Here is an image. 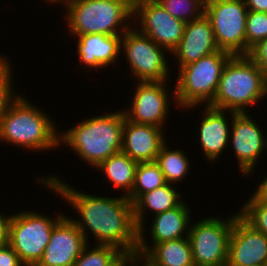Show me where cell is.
I'll list each match as a JSON object with an SVG mask.
<instances>
[{
  "label": "cell",
  "mask_w": 267,
  "mask_h": 266,
  "mask_svg": "<svg viewBox=\"0 0 267 266\" xmlns=\"http://www.w3.org/2000/svg\"><path fill=\"white\" fill-rule=\"evenodd\" d=\"M87 244L83 233L65 213L55 224L42 258L35 266H72Z\"/></svg>",
  "instance_id": "cell-15"
},
{
  "label": "cell",
  "mask_w": 267,
  "mask_h": 266,
  "mask_svg": "<svg viewBox=\"0 0 267 266\" xmlns=\"http://www.w3.org/2000/svg\"><path fill=\"white\" fill-rule=\"evenodd\" d=\"M43 1H46V2H44V3H45V4L48 3V5L51 4V3H52V5H55V4H60V5H61V4H63V2L66 1V0H43ZM59 2H60V3H59Z\"/></svg>",
  "instance_id": "cell-37"
},
{
  "label": "cell",
  "mask_w": 267,
  "mask_h": 266,
  "mask_svg": "<svg viewBox=\"0 0 267 266\" xmlns=\"http://www.w3.org/2000/svg\"><path fill=\"white\" fill-rule=\"evenodd\" d=\"M11 61L0 65V118L5 113L10 103L19 95L14 93V72ZM13 83V84H12Z\"/></svg>",
  "instance_id": "cell-30"
},
{
  "label": "cell",
  "mask_w": 267,
  "mask_h": 266,
  "mask_svg": "<svg viewBox=\"0 0 267 266\" xmlns=\"http://www.w3.org/2000/svg\"><path fill=\"white\" fill-rule=\"evenodd\" d=\"M246 201L238 210L239 215L254 229L267 236V202L257 201L252 196Z\"/></svg>",
  "instance_id": "cell-28"
},
{
  "label": "cell",
  "mask_w": 267,
  "mask_h": 266,
  "mask_svg": "<svg viewBox=\"0 0 267 266\" xmlns=\"http://www.w3.org/2000/svg\"><path fill=\"white\" fill-rule=\"evenodd\" d=\"M168 53L179 45L186 22L171 16L157 0H134L133 24Z\"/></svg>",
  "instance_id": "cell-11"
},
{
  "label": "cell",
  "mask_w": 267,
  "mask_h": 266,
  "mask_svg": "<svg viewBox=\"0 0 267 266\" xmlns=\"http://www.w3.org/2000/svg\"><path fill=\"white\" fill-rule=\"evenodd\" d=\"M22 96L19 94L0 118V142L33 152L56 151L60 148L56 123Z\"/></svg>",
  "instance_id": "cell-2"
},
{
  "label": "cell",
  "mask_w": 267,
  "mask_h": 266,
  "mask_svg": "<svg viewBox=\"0 0 267 266\" xmlns=\"http://www.w3.org/2000/svg\"><path fill=\"white\" fill-rule=\"evenodd\" d=\"M219 50L210 20L203 14L196 20L186 22L183 37L171 55L178 60L179 69Z\"/></svg>",
  "instance_id": "cell-19"
},
{
  "label": "cell",
  "mask_w": 267,
  "mask_h": 266,
  "mask_svg": "<svg viewBox=\"0 0 267 266\" xmlns=\"http://www.w3.org/2000/svg\"><path fill=\"white\" fill-rule=\"evenodd\" d=\"M0 266H25L19 259L17 253L9 245L0 247Z\"/></svg>",
  "instance_id": "cell-32"
},
{
  "label": "cell",
  "mask_w": 267,
  "mask_h": 266,
  "mask_svg": "<svg viewBox=\"0 0 267 266\" xmlns=\"http://www.w3.org/2000/svg\"><path fill=\"white\" fill-rule=\"evenodd\" d=\"M252 197L257 201L267 202V175H265L260 185L257 186V189L254 190Z\"/></svg>",
  "instance_id": "cell-35"
},
{
  "label": "cell",
  "mask_w": 267,
  "mask_h": 266,
  "mask_svg": "<svg viewBox=\"0 0 267 266\" xmlns=\"http://www.w3.org/2000/svg\"><path fill=\"white\" fill-rule=\"evenodd\" d=\"M168 83L169 81L135 82V92L132 95L130 106L123 109L125 117L135 123L164 128L165 122H167L165 120L169 118L170 104L176 105V99L173 96L175 91H172V95H170L168 93L170 90L166 89ZM135 84L137 85L135 86Z\"/></svg>",
  "instance_id": "cell-12"
},
{
  "label": "cell",
  "mask_w": 267,
  "mask_h": 266,
  "mask_svg": "<svg viewBox=\"0 0 267 266\" xmlns=\"http://www.w3.org/2000/svg\"><path fill=\"white\" fill-rule=\"evenodd\" d=\"M246 55L259 41L267 38V13L248 11L246 19Z\"/></svg>",
  "instance_id": "cell-29"
},
{
  "label": "cell",
  "mask_w": 267,
  "mask_h": 266,
  "mask_svg": "<svg viewBox=\"0 0 267 266\" xmlns=\"http://www.w3.org/2000/svg\"><path fill=\"white\" fill-rule=\"evenodd\" d=\"M124 111L96 115L59 133V147L68 146L77 157L96 168L102 161L121 152Z\"/></svg>",
  "instance_id": "cell-3"
},
{
  "label": "cell",
  "mask_w": 267,
  "mask_h": 266,
  "mask_svg": "<svg viewBox=\"0 0 267 266\" xmlns=\"http://www.w3.org/2000/svg\"><path fill=\"white\" fill-rule=\"evenodd\" d=\"M248 56L256 63L267 78V38L254 45L250 49Z\"/></svg>",
  "instance_id": "cell-31"
},
{
  "label": "cell",
  "mask_w": 267,
  "mask_h": 266,
  "mask_svg": "<svg viewBox=\"0 0 267 266\" xmlns=\"http://www.w3.org/2000/svg\"><path fill=\"white\" fill-rule=\"evenodd\" d=\"M41 213L35 210L11 213L8 244L25 266H35L39 262L55 224L64 216V213L56 217Z\"/></svg>",
  "instance_id": "cell-7"
},
{
  "label": "cell",
  "mask_w": 267,
  "mask_h": 266,
  "mask_svg": "<svg viewBox=\"0 0 267 266\" xmlns=\"http://www.w3.org/2000/svg\"><path fill=\"white\" fill-rule=\"evenodd\" d=\"M266 98H267V78H266Z\"/></svg>",
  "instance_id": "cell-41"
},
{
  "label": "cell",
  "mask_w": 267,
  "mask_h": 266,
  "mask_svg": "<svg viewBox=\"0 0 267 266\" xmlns=\"http://www.w3.org/2000/svg\"><path fill=\"white\" fill-rule=\"evenodd\" d=\"M248 11L267 13V0H244Z\"/></svg>",
  "instance_id": "cell-34"
},
{
  "label": "cell",
  "mask_w": 267,
  "mask_h": 266,
  "mask_svg": "<svg viewBox=\"0 0 267 266\" xmlns=\"http://www.w3.org/2000/svg\"><path fill=\"white\" fill-rule=\"evenodd\" d=\"M134 0H66L64 19L70 35H123L133 26ZM131 18V19H130Z\"/></svg>",
  "instance_id": "cell-4"
},
{
  "label": "cell",
  "mask_w": 267,
  "mask_h": 266,
  "mask_svg": "<svg viewBox=\"0 0 267 266\" xmlns=\"http://www.w3.org/2000/svg\"><path fill=\"white\" fill-rule=\"evenodd\" d=\"M4 215L0 212V247L8 244L9 222L11 215Z\"/></svg>",
  "instance_id": "cell-33"
},
{
  "label": "cell",
  "mask_w": 267,
  "mask_h": 266,
  "mask_svg": "<svg viewBox=\"0 0 267 266\" xmlns=\"http://www.w3.org/2000/svg\"><path fill=\"white\" fill-rule=\"evenodd\" d=\"M122 53L126 58L124 62L130 67L132 79L134 76L136 82L170 81L168 77L171 67L166 58L169 53L150 37L139 32L135 25L122 35Z\"/></svg>",
  "instance_id": "cell-9"
},
{
  "label": "cell",
  "mask_w": 267,
  "mask_h": 266,
  "mask_svg": "<svg viewBox=\"0 0 267 266\" xmlns=\"http://www.w3.org/2000/svg\"><path fill=\"white\" fill-rule=\"evenodd\" d=\"M202 109L201 122H199L198 140L201 144V150L204 153L205 160L212 163L217 162L224 150L229 144V135L233 116L237 113L231 110L216 109L211 106H205ZM227 113V114H226ZM227 115V116H226ZM231 116V117H230ZM228 117V118H227ZM229 119V121H227ZM230 124V125H229ZM230 127V128H229Z\"/></svg>",
  "instance_id": "cell-17"
},
{
  "label": "cell",
  "mask_w": 267,
  "mask_h": 266,
  "mask_svg": "<svg viewBox=\"0 0 267 266\" xmlns=\"http://www.w3.org/2000/svg\"><path fill=\"white\" fill-rule=\"evenodd\" d=\"M253 266H267L265 264H256V265H253Z\"/></svg>",
  "instance_id": "cell-40"
},
{
  "label": "cell",
  "mask_w": 267,
  "mask_h": 266,
  "mask_svg": "<svg viewBox=\"0 0 267 266\" xmlns=\"http://www.w3.org/2000/svg\"><path fill=\"white\" fill-rule=\"evenodd\" d=\"M232 56L229 52L219 50L180 67L173 88L178 109L189 111L204 104L210 105L215 98L222 71Z\"/></svg>",
  "instance_id": "cell-6"
},
{
  "label": "cell",
  "mask_w": 267,
  "mask_h": 266,
  "mask_svg": "<svg viewBox=\"0 0 267 266\" xmlns=\"http://www.w3.org/2000/svg\"><path fill=\"white\" fill-rule=\"evenodd\" d=\"M77 40V56L81 64L78 66L99 69L112 66L120 57L122 35L84 34L71 35Z\"/></svg>",
  "instance_id": "cell-20"
},
{
  "label": "cell",
  "mask_w": 267,
  "mask_h": 266,
  "mask_svg": "<svg viewBox=\"0 0 267 266\" xmlns=\"http://www.w3.org/2000/svg\"><path fill=\"white\" fill-rule=\"evenodd\" d=\"M8 57H6L5 55H1L0 54V65H3L5 63H7L10 59H7Z\"/></svg>",
  "instance_id": "cell-38"
},
{
  "label": "cell",
  "mask_w": 267,
  "mask_h": 266,
  "mask_svg": "<svg viewBox=\"0 0 267 266\" xmlns=\"http://www.w3.org/2000/svg\"><path fill=\"white\" fill-rule=\"evenodd\" d=\"M238 214H230L226 219L211 215L195 224L191 222L188 237L194 266L227 265L229 238Z\"/></svg>",
  "instance_id": "cell-8"
},
{
  "label": "cell",
  "mask_w": 267,
  "mask_h": 266,
  "mask_svg": "<svg viewBox=\"0 0 267 266\" xmlns=\"http://www.w3.org/2000/svg\"><path fill=\"white\" fill-rule=\"evenodd\" d=\"M166 184L164 175L156 162H138L134 184L127 198L134 204L143 194Z\"/></svg>",
  "instance_id": "cell-25"
},
{
  "label": "cell",
  "mask_w": 267,
  "mask_h": 266,
  "mask_svg": "<svg viewBox=\"0 0 267 266\" xmlns=\"http://www.w3.org/2000/svg\"><path fill=\"white\" fill-rule=\"evenodd\" d=\"M190 207L184 199L177 207L155 214L148 229L150 233H147L145 226H141L136 259L139 261L157 243L188 237L192 220ZM145 233L150 234L153 242L150 245H148Z\"/></svg>",
  "instance_id": "cell-14"
},
{
  "label": "cell",
  "mask_w": 267,
  "mask_h": 266,
  "mask_svg": "<svg viewBox=\"0 0 267 266\" xmlns=\"http://www.w3.org/2000/svg\"><path fill=\"white\" fill-rule=\"evenodd\" d=\"M173 17L184 22L200 18L204 14L205 0H157Z\"/></svg>",
  "instance_id": "cell-27"
},
{
  "label": "cell",
  "mask_w": 267,
  "mask_h": 266,
  "mask_svg": "<svg viewBox=\"0 0 267 266\" xmlns=\"http://www.w3.org/2000/svg\"><path fill=\"white\" fill-rule=\"evenodd\" d=\"M123 255L116 247L93 245L91 249L88 243L72 266H113Z\"/></svg>",
  "instance_id": "cell-26"
},
{
  "label": "cell",
  "mask_w": 267,
  "mask_h": 266,
  "mask_svg": "<svg viewBox=\"0 0 267 266\" xmlns=\"http://www.w3.org/2000/svg\"><path fill=\"white\" fill-rule=\"evenodd\" d=\"M45 189L60 196L79 214L72 221L89 243V234L93 235L95 245H109L119 249L124 255L136 257L139 228L134 218L133 203L125 196L104 197L87 194L73 188L62 178L52 174L35 178Z\"/></svg>",
  "instance_id": "cell-1"
},
{
  "label": "cell",
  "mask_w": 267,
  "mask_h": 266,
  "mask_svg": "<svg viewBox=\"0 0 267 266\" xmlns=\"http://www.w3.org/2000/svg\"><path fill=\"white\" fill-rule=\"evenodd\" d=\"M132 266H144L138 260H136Z\"/></svg>",
  "instance_id": "cell-39"
},
{
  "label": "cell",
  "mask_w": 267,
  "mask_h": 266,
  "mask_svg": "<svg viewBox=\"0 0 267 266\" xmlns=\"http://www.w3.org/2000/svg\"><path fill=\"white\" fill-rule=\"evenodd\" d=\"M183 197L174 184L166 183L161 187L143 194L134 204V218L138 228L146 226L145 216L147 211L150 214H158L177 207Z\"/></svg>",
  "instance_id": "cell-22"
},
{
  "label": "cell",
  "mask_w": 267,
  "mask_h": 266,
  "mask_svg": "<svg viewBox=\"0 0 267 266\" xmlns=\"http://www.w3.org/2000/svg\"><path fill=\"white\" fill-rule=\"evenodd\" d=\"M139 262L144 266H194L189 237L157 243Z\"/></svg>",
  "instance_id": "cell-21"
},
{
  "label": "cell",
  "mask_w": 267,
  "mask_h": 266,
  "mask_svg": "<svg viewBox=\"0 0 267 266\" xmlns=\"http://www.w3.org/2000/svg\"><path fill=\"white\" fill-rule=\"evenodd\" d=\"M204 14L210 20L220 50L246 55V19L244 0H205Z\"/></svg>",
  "instance_id": "cell-10"
},
{
  "label": "cell",
  "mask_w": 267,
  "mask_h": 266,
  "mask_svg": "<svg viewBox=\"0 0 267 266\" xmlns=\"http://www.w3.org/2000/svg\"><path fill=\"white\" fill-rule=\"evenodd\" d=\"M138 162L132 160L127 154L119 152L102 161L95 169H99L107 177L108 183L112 182V187L123 191L127 197L134 184L135 170Z\"/></svg>",
  "instance_id": "cell-23"
},
{
  "label": "cell",
  "mask_w": 267,
  "mask_h": 266,
  "mask_svg": "<svg viewBox=\"0 0 267 266\" xmlns=\"http://www.w3.org/2000/svg\"><path fill=\"white\" fill-rule=\"evenodd\" d=\"M168 146L170 144L167 145V142L162 145L155 162L161 169L166 183L176 184L181 180L183 182L186 175L190 173V159L184 151L182 152L180 149L172 150Z\"/></svg>",
  "instance_id": "cell-24"
},
{
  "label": "cell",
  "mask_w": 267,
  "mask_h": 266,
  "mask_svg": "<svg viewBox=\"0 0 267 266\" xmlns=\"http://www.w3.org/2000/svg\"><path fill=\"white\" fill-rule=\"evenodd\" d=\"M136 260L135 256L123 255L113 266H132Z\"/></svg>",
  "instance_id": "cell-36"
},
{
  "label": "cell",
  "mask_w": 267,
  "mask_h": 266,
  "mask_svg": "<svg viewBox=\"0 0 267 266\" xmlns=\"http://www.w3.org/2000/svg\"><path fill=\"white\" fill-rule=\"evenodd\" d=\"M267 265V236L254 229L239 214L229 238L226 266Z\"/></svg>",
  "instance_id": "cell-16"
},
{
  "label": "cell",
  "mask_w": 267,
  "mask_h": 266,
  "mask_svg": "<svg viewBox=\"0 0 267 266\" xmlns=\"http://www.w3.org/2000/svg\"><path fill=\"white\" fill-rule=\"evenodd\" d=\"M165 131L154 125L132 122L125 117L121 152L137 162H154L167 140Z\"/></svg>",
  "instance_id": "cell-18"
},
{
  "label": "cell",
  "mask_w": 267,
  "mask_h": 266,
  "mask_svg": "<svg viewBox=\"0 0 267 266\" xmlns=\"http://www.w3.org/2000/svg\"><path fill=\"white\" fill-rule=\"evenodd\" d=\"M266 98V77L248 55H234L226 63L213 102L216 109L249 112ZM248 110V111H247Z\"/></svg>",
  "instance_id": "cell-5"
},
{
  "label": "cell",
  "mask_w": 267,
  "mask_h": 266,
  "mask_svg": "<svg viewBox=\"0 0 267 266\" xmlns=\"http://www.w3.org/2000/svg\"><path fill=\"white\" fill-rule=\"evenodd\" d=\"M231 123L229 146L232 143L239 173L248 177L254 173V167L259 165L257 162L263 156L264 149L267 152V135L248 112L236 113Z\"/></svg>",
  "instance_id": "cell-13"
}]
</instances>
